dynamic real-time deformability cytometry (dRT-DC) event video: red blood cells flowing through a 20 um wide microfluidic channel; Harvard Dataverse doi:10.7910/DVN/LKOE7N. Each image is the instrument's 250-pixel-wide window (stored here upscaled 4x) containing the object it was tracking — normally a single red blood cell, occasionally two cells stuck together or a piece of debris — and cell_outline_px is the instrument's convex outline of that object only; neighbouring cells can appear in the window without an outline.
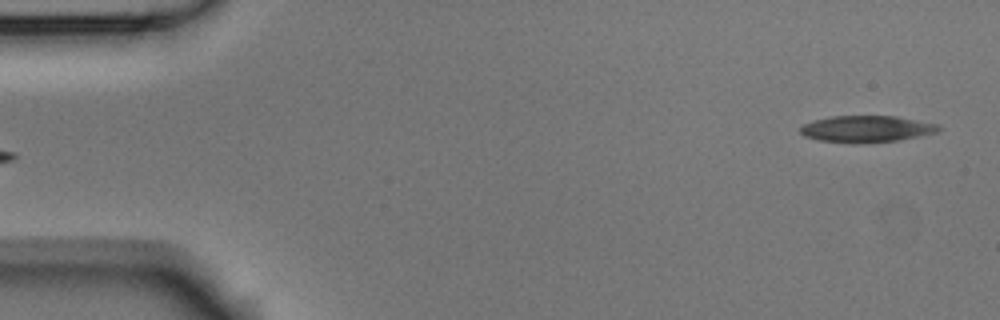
{"species": "Egyptian fruit bat (a non-hibernating species)", "species_latin": "Rousettus aegyptiacus", "temperature_condition": "room temperature", "stored_images_in_passage": 5, "camera_frame_rate_fps": 3000, "um_per_image_px": 0.085, "animal": {"sex": "male"}, "frame": {"image": 1, "passage_image": 5, "time_ms": 1.333, "image_size_px": [1000, 320], "cell_outline_px": [[944, 128], [940, 132], [900, 140], [820, 140], [804, 136], [800, 132], [800, 128], [804, 124], [816, 120], [832, 116], [896, 116], [940, 124]], "centroid_in_image_um": [73.79, 10.91], "position_along_channel_um": 11.2, "area_um2": 20.52}}